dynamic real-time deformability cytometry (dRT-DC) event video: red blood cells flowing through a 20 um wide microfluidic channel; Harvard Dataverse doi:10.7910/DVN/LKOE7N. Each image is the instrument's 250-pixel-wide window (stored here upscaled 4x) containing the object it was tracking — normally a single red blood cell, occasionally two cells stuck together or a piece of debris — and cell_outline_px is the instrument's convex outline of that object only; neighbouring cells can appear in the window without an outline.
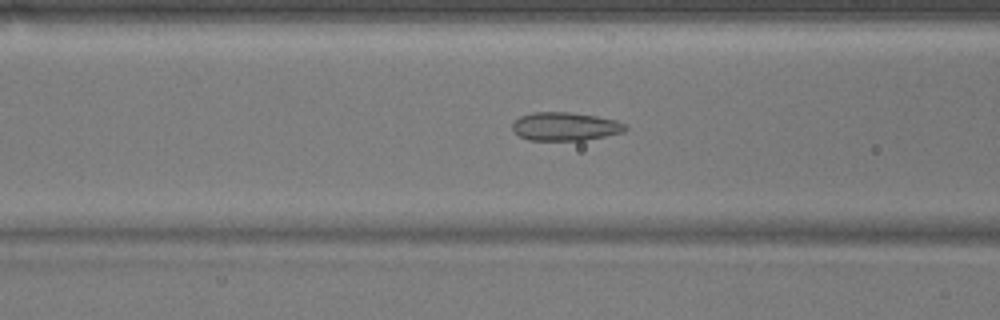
{"species": "common noctule bat (a hibernating species)", "species_latin": "Nyctalus noctula", "temperature_condition": "warm", "stored_images_in_passage": 38, "camera_frame_rate_fps": 3000, "um_per_image_px": 0.085, "animal": {"sex": "male", "body_mass_g": 17.9}, "frame": {"image": 1, "passage_image": 6, "time_ms": 1.667, "image_size_px": [1000, 320], "cell_outline_px": [[628, 128], [624, 132], [584, 140], [528, 140], [512, 132], [512, 124], [520, 116], [532, 112], [568, 112], [596, 116], [616, 120], [624, 124]], "centroid_in_image_um": [48.01, 10.75], "position_along_channel_um": 118.6, "area_um2": 18.67}}
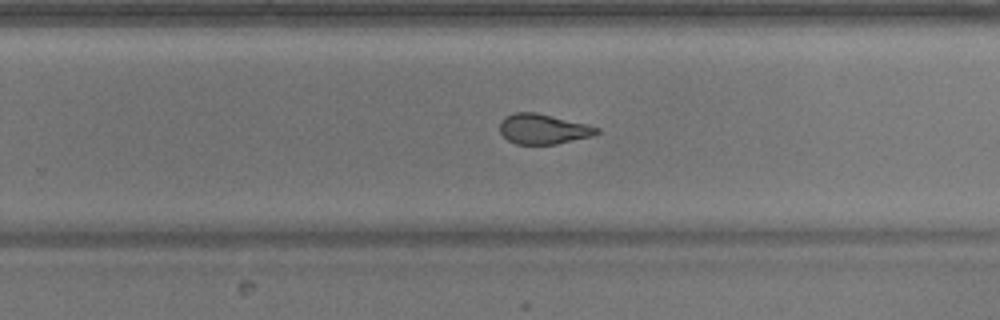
{"frame": {"image": 2, "passage_image": 19, "time_ms": 6.0, "image_size_px": [1000, 320], "cell_outline_px": [[600, 132], [592, 136], [556, 144], [516, 144], [508, 140], [500, 132], [500, 120], [504, 116], [516, 112], [536, 112], [588, 124], [600, 128]], "centroid_in_image_um": [46.17, 10.96], "position_along_channel_um": 283.6, "area_um2": 17.11}}
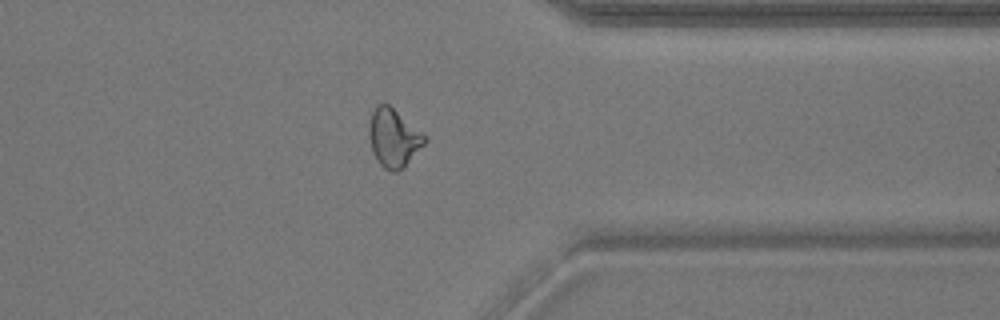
{"frame": {"image": 3, "passage_image": 27, "time_ms": 8.667, "image_size_px": [1000, 320], "cell_outline_px": [[428, 140], [404, 168], [396, 172], [392, 172], [384, 168], [376, 160], [372, 152], [368, 136], [368, 124], [372, 112], [376, 104], [388, 104], [424, 132], [428, 136]], "centroid_in_image_um": [33.46, 11.73], "position_along_channel_um": 377.9, "area_um2": 19.36}, "authors_computed_cell_mechanics": {"area_um2": 18.4671, "velocity_mm_per_s": 3.8103, "shape_relaxation_time_tau1_ms": null, "shape_relaxation_time_tau2_ms": 1.1606, "deformation_change_tau1": null, "deformation_change_tau2": 0.0686}}